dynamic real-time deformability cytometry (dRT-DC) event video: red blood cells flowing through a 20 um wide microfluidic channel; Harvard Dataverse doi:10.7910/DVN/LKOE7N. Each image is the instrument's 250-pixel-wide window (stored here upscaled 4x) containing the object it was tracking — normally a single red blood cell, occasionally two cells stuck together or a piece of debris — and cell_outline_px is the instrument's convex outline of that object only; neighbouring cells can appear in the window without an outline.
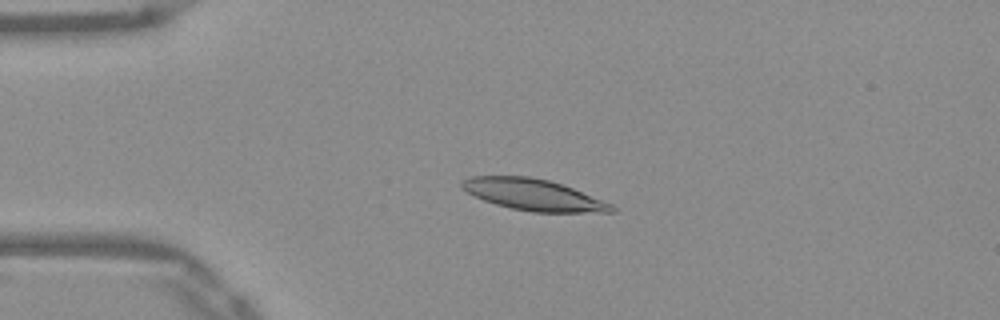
{"species": "Egyptian fruit bat (a non-hibernating species)", "species_latin": "Rousettus aegyptiacus", "temperature_condition": "warm", "stored_images_in_passage": 44, "camera_frame_rate_fps": 3000, "um_per_image_px": 0.085, "frame": {"image": 1, "passage_image": 4, "time_ms": 1.0, "image_size_px": [1000, 320], "cell_outline_px": [[616, 212], [532, 212], [512, 208], [496, 204], [484, 200], [460, 188], [460, 180], [472, 176], [528, 176], [548, 180], [572, 188], [612, 204], [616, 208]], "centroid_in_image_um": [45.31, 16.55], "position_along_channel_um": 39.7, "area_um2": 27.11}}
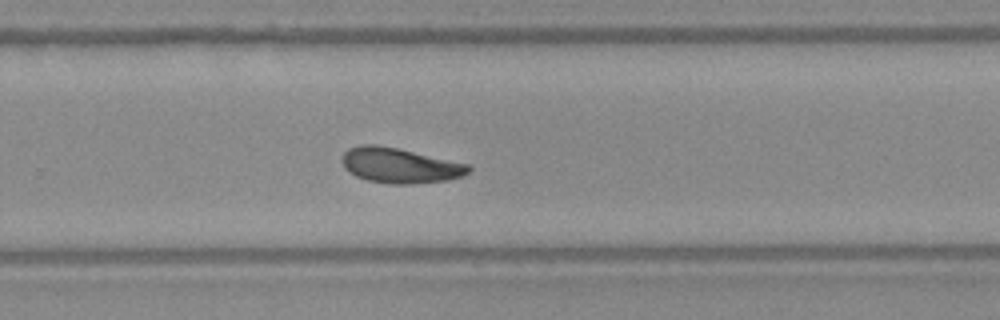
{"frame": {"image": 2, "passage_image": 26, "time_ms": 8.333, "image_size_px": [1000, 320], "cell_outline_px": [[472, 168], [468, 172], [460, 176], [448, 180], [408, 184], [392, 184], [368, 180], [356, 176], [348, 172], [344, 168], [340, 160], [344, 152], [348, 148], [360, 144], [376, 144], [396, 148], [468, 164]], "centroid_in_image_um": [33.91, 14.06], "position_along_channel_um": 295.9, "area_um2": 25.78}}
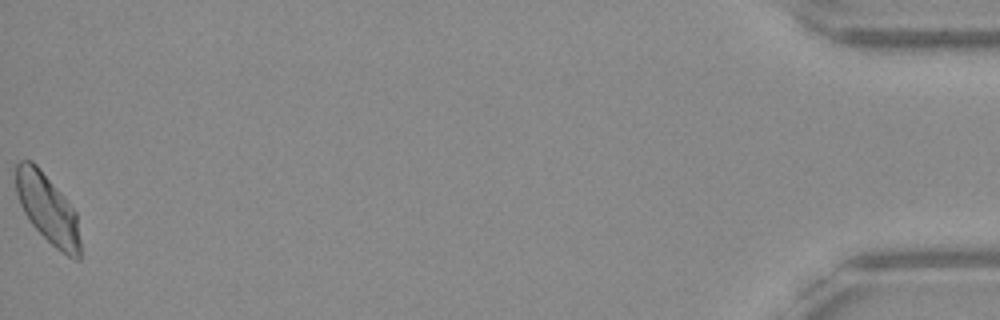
{"frame": {"image": 3, "passage_image": 44, "time_ms": 14.333, "image_size_px": [1000, 320], "cell_outline_px": [[80, 260], [76, 260], [68, 256], [56, 248], [32, 224], [24, 212], [20, 204], [16, 192], [16, 164], [20, 160], [32, 160], [36, 164], [64, 196], [76, 212], [80, 240]], "centroid_in_image_um": [4.05, 17.73], "position_along_channel_um": 431.1, "area_um2": 25.66}, "authors_computed_cell_mechanics": {"area_um2": 25.6921, "velocity_mm_per_s": 3.896, "shape_relaxation_time_tau1_ms": 7.7192, "shape_relaxation_time_tau2_ms": 4.9813, "deformation_change_tau1": 0.1738, "deformation_change_tau2": 0.1163}}